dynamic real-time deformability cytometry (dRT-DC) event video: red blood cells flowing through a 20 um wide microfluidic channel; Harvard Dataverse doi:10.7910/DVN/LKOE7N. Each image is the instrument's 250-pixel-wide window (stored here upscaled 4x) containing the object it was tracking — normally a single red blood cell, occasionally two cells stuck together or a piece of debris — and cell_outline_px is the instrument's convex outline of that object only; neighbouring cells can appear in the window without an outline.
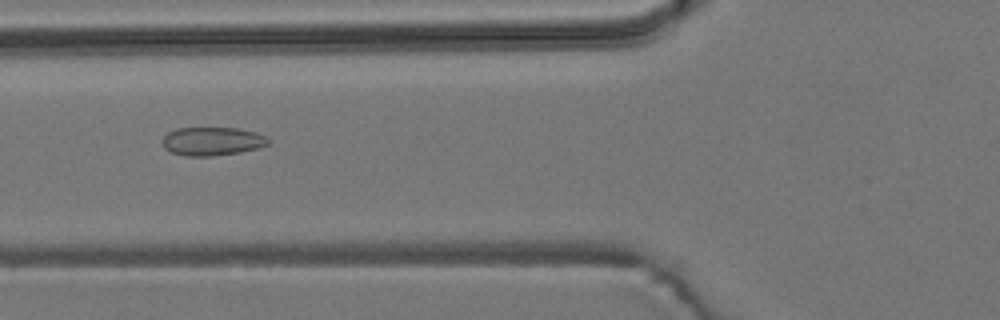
{"species": "common noctule bat (a hibernating species)", "species_latin": "Nyctalus noctula", "temperature_condition": "room temperature", "stored_images_in_passage": 8, "camera_frame_rate_fps": 3000, "um_per_image_px": 0.085, "animal": {"sex": "male", "body_mass_g": 19.2, "forearm_length_mm": 51.8}, "frame": {"image": 1, "passage_image": 5, "time_ms": 5.333, "image_size_px": [1000, 320], "cell_outline_px": [[272, 140], [268, 144], [260, 148], [240, 152], [212, 156], [184, 156], [172, 152], [164, 148], [160, 144], [160, 140], [168, 132], [176, 128], [236, 128], [256, 132]], "centroid_in_image_um": [18.01, 12.01], "position_along_channel_um": 107.8, "area_um2": 17.8}}
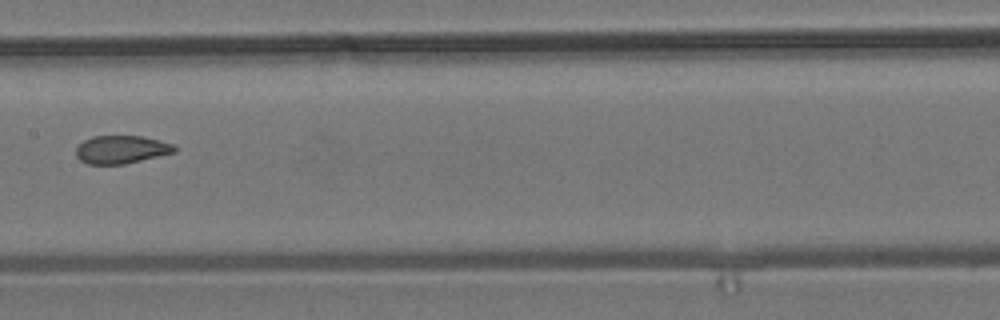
{"frame": {"image": 2, "passage_image": 7, "time_ms": 7.667, "image_size_px": [1000, 320], "cell_outline_px": [[176, 152], [124, 164], [88, 164], [80, 160], [76, 156], [76, 148], [84, 140], [92, 136], [144, 136], [172, 144], [176, 148]], "centroid_in_image_um": [10.3, 12.71], "position_along_channel_um": 197.1, "area_um2": 16.01}}
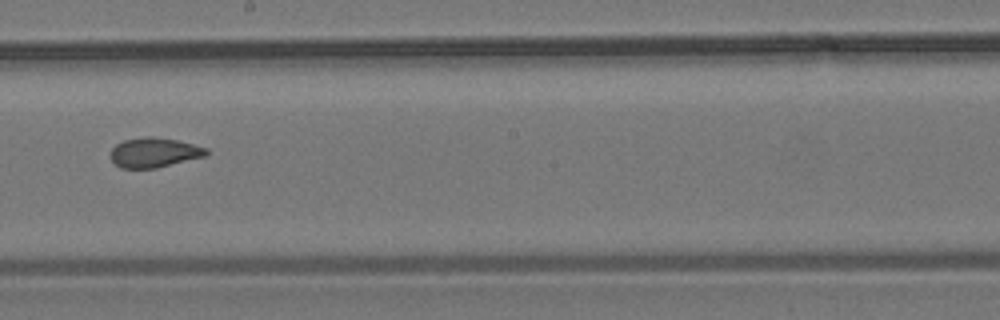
{"frame": {"image": 3, "passage_image": 8, "time_ms": 8.667, "image_size_px": [1000, 320], "cell_outline_px": [[208, 152], [204, 156], [156, 168], [120, 168], [112, 160], [112, 148], [116, 144], [124, 140], [144, 136], [152, 136], [176, 140], [208, 148]], "centroid_in_image_um": [13.09, 12.96], "position_along_channel_um": 235.1, "area_um2": 16.36}}